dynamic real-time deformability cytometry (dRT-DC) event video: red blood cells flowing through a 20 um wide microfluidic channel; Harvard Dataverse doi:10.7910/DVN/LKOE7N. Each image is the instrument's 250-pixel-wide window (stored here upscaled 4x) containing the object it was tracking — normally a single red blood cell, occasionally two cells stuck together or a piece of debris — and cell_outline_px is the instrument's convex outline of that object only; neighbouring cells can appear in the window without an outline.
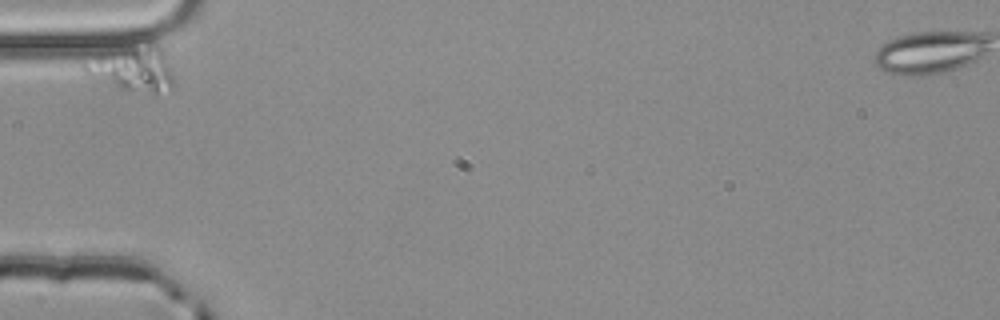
{"species": "common noctule bat (a hibernating species)", "species_latin": "Nyctalus noctula", "temperature_condition": "room temperature", "stored_images_in_passage": 1, "camera_frame_rate_fps": 3000, "um_per_image_px": 0.085, "animal": {"sex": "male", "body_mass_g": 20.4}, "frame": {"image": 1, "passage_image": 1, "time_ms": 0.0, "image_size_px": [1000, 320], "cell_outline_px": [[172, 88], [156, 92], [124, 92], [92, 80], [80, 68], [84, 64], [100, 56], [124, 48], [148, 44], [160, 48], [172, 76]], "centroid_in_image_um": [11.19, 5.93], "position_along_channel_um": 73.8, "area_um2": 22.77}}